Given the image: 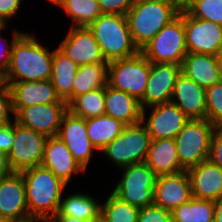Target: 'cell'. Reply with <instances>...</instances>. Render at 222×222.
Returning a JSON list of instances; mask_svg holds the SVG:
<instances>
[{"mask_svg": "<svg viewBox=\"0 0 222 222\" xmlns=\"http://www.w3.org/2000/svg\"><path fill=\"white\" fill-rule=\"evenodd\" d=\"M27 32L14 43L5 82L50 80L53 51Z\"/></svg>", "mask_w": 222, "mask_h": 222, "instance_id": "cell-1", "label": "cell"}, {"mask_svg": "<svg viewBox=\"0 0 222 222\" xmlns=\"http://www.w3.org/2000/svg\"><path fill=\"white\" fill-rule=\"evenodd\" d=\"M30 218L49 222L59 211L67 185L42 165L21 172Z\"/></svg>", "mask_w": 222, "mask_h": 222, "instance_id": "cell-2", "label": "cell"}, {"mask_svg": "<svg viewBox=\"0 0 222 222\" xmlns=\"http://www.w3.org/2000/svg\"><path fill=\"white\" fill-rule=\"evenodd\" d=\"M182 9V0H135L126 14L134 44L141 50Z\"/></svg>", "mask_w": 222, "mask_h": 222, "instance_id": "cell-3", "label": "cell"}, {"mask_svg": "<svg viewBox=\"0 0 222 222\" xmlns=\"http://www.w3.org/2000/svg\"><path fill=\"white\" fill-rule=\"evenodd\" d=\"M88 29L107 62L131 57L140 52L133 42L126 15L102 13Z\"/></svg>", "mask_w": 222, "mask_h": 222, "instance_id": "cell-4", "label": "cell"}, {"mask_svg": "<svg viewBox=\"0 0 222 222\" xmlns=\"http://www.w3.org/2000/svg\"><path fill=\"white\" fill-rule=\"evenodd\" d=\"M151 63L181 65L188 53L185 40L183 8L141 50Z\"/></svg>", "mask_w": 222, "mask_h": 222, "instance_id": "cell-5", "label": "cell"}, {"mask_svg": "<svg viewBox=\"0 0 222 222\" xmlns=\"http://www.w3.org/2000/svg\"><path fill=\"white\" fill-rule=\"evenodd\" d=\"M150 61L140 51L137 54L108 62L107 84L140 101L146 91Z\"/></svg>", "mask_w": 222, "mask_h": 222, "instance_id": "cell-6", "label": "cell"}, {"mask_svg": "<svg viewBox=\"0 0 222 222\" xmlns=\"http://www.w3.org/2000/svg\"><path fill=\"white\" fill-rule=\"evenodd\" d=\"M123 174L111 192L122 202L139 209L152 205L157 175L144 162L121 168Z\"/></svg>", "mask_w": 222, "mask_h": 222, "instance_id": "cell-7", "label": "cell"}, {"mask_svg": "<svg viewBox=\"0 0 222 222\" xmlns=\"http://www.w3.org/2000/svg\"><path fill=\"white\" fill-rule=\"evenodd\" d=\"M151 141L147 128L139 122L126 126L122 133L100 152L121 169L129 165L144 163Z\"/></svg>", "mask_w": 222, "mask_h": 222, "instance_id": "cell-8", "label": "cell"}, {"mask_svg": "<svg viewBox=\"0 0 222 222\" xmlns=\"http://www.w3.org/2000/svg\"><path fill=\"white\" fill-rule=\"evenodd\" d=\"M214 129L208 119H189L174 138L180 164L186 171L208 160Z\"/></svg>", "mask_w": 222, "mask_h": 222, "instance_id": "cell-9", "label": "cell"}, {"mask_svg": "<svg viewBox=\"0 0 222 222\" xmlns=\"http://www.w3.org/2000/svg\"><path fill=\"white\" fill-rule=\"evenodd\" d=\"M47 138L14 120V142L7 155L10 170L22 172L41 165Z\"/></svg>", "mask_w": 222, "mask_h": 222, "instance_id": "cell-10", "label": "cell"}, {"mask_svg": "<svg viewBox=\"0 0 222 222\" xmlns=\"http://www.w3.org/2000/svg\"><path fill=\"white\" fill-rule=\"evenodd\" d=\"M16 123L47 137L57 136L62 118L68 111L67 103L36 104L13 107Z\"/></svg>", "mask_w": 222, "mask_h": 222, "instance_id": "cell-11", "label": "cell"}, {"mask_svg": "<svg viewBox=\"0 0 222 222\" xmlns=\"http://www.w3.org/2000/svg\"><path fill=\"white\" fill-rule=\"evenodd\" d=\"M183 20L187 51L217 56L222 48V25L194 18L184 9Z\"/></svg>", "mask_w": 222, "mask_h": 222, "instance_id": "cell-12", "label": "cell"}, {"mask_svg": "<svg viewBox=\"0 0 222 222\" xmlns=\"http://www.w3.org/2000/svg\"><path fill=\"white\" fill-rule=\"evenodd\" d=\"M149 116H146V108L142 109L141 122L147 128L152 139H174L189 121L186 114L174 103L168 102L147 107Z\"/></svg>", "mask_w": 222, "mask_h": 222, "instance_id": "cell-13", "label": "cell"}, {"mask_svg": "<svg viewBox=\"0 0 222 222\" xmlns=\"http://www.w3.org/2000/svg\"><path fill=\"white\" fill-rule=\"evenodd\" d=\"M0 218L4 222L23 221L30 218L21 172L11 171L0 177Z\"/></svg>", "mask_w": 222, "mask_h": 222, "instance_id": "cell-14", "label": "cell"}, {"mask_svg": "<svg viewBox=\"0 0 222 222\" xmlns=\"http://www.w3.org/2000/svg\"><path fill=\"white\" fill-rule=\"evenodd\" d=\"M59 138L65 143L73 158L86 171L97 150L91 143L86 129V119L73 115L69 110L64 114Z\"/></svg>", "mask_w": 222, "mask_h": 222, "instance_id": "cell-15", "label": "cell"}, {"mask_svg": "<svg viewBox=\"0 0 222 222\" xmlns=\"http://www.w3.org/2000/svg\"><path fill=\"white\" fill-rule=\"evenodd\" d=\"M180 73L181 65L150 62L146 91L139 101L141 108L171 102L176 79Z\"/></svg>", "mask_w": 222, "mask_h": 222, "instance_id": "cell-16", "label": "cell"}, {"mask_svg": "<svg viewBox=\"0 0 222 222\" xmlns=\"http://www.w3.org/2000/svg\"><path fill=\"white\" fill-rule=\"evenodd\" d=\"M58 48L78 66L105 61L99 44L88 27L70 26Z\"/></svg>", "mask_w": 222, "mask_h": 222, "instance_id": "cell-17", "label": "cell"}, {"mask_svg": "<svg viewBox=\"0 0 222 222\" xmlns=\"http://www.w3.org/2000/svg\"><path fill=\"white\" fill-rule=\"evenodd\" d=\"M192 198L191 181L187 171L157 176L153 204L173 211Z\"/></svg>", "mask_w": 222, "mask_h": 222, "instance_id": "cell-18", "label": "cell"}, {"mask_svg": "<svg viewBox=\"0 0 222 222\" xmlns=\"http://www.w3.org/2000/svg\"><path fill=\"white\" fill-rule=\"evenodd\" d=\"M41 165L53 172L67 186L72 181L73 175L86 172L73 158L59 136L47 138Z\"/></svg>", "mask_w": 222, "mask_h": 222, "instance_id": "cell-19", "label": "cell"}, {"mask_svg": "<svg viewBox=\"0 0 222 222\" xmlns=\"http://www.w3.org/2000/svg\"><path fill=\"white\" fill-rule=\"evenodd\" d=\"M206 89L180 73L176 79L171 102L189 119H206Z\"/></svg>", "mask_w": 222, "mask_h": 222, "instance_id": "cell-20", "label": "cell"}, {"mask_svg": "<svg viewBox=\"0 0 222 222\" xmlns=\"http://www.w3.org/2000/svg\"><path fill=\"white\" fill-rule=\"evenodd\" d=\"M187 172L193 198L212 201L222 199V169L218 165L205 160Z\"/></svg>", "mask_w": 222, "mask_h": 222, "instance_id": "cell-21", "label": "cell"}, {"mask_svg": "<svg viewBox=\"0 0 222 222\" xmlns=\"http://www.w3.org/2000/svg\"><path fill=\"white\" fill-rule=\"evenodd\" d=\"M9 85L12 107L36 104L66 103L57 96L51 80L5 82Z\"/></svg>", "mask_w": 222, "mask_h": 222, "instance_id": "cell-22", "label": "cell"}, {"mask_svg": "<svg viewBox=\"0 0 222 222\" xmlns=\"http://www.w3.org/2000/svg\"><path fill=\"white\" fill-rule=\"evenodd\" d=\"M181 73L205 89L222 80L218 58L210 54L188 52L181 64Z\"/></svg>", "mask_w": 222, "mask_h": 222, "instance_id": "cell-23", "label": "cell"}, {"mask_svg": "<svg viewBox=\"0 0 222 222\" xmlns=\"http://www.w3.org/2000/svg\"><path fill=\"white\" fill-rule=\"evenodd\" d=\"M145 163L157 176L186 171L180 164L175 140L152 139Z\"/></svg>", "mask_w": 222, "mask_h": 222, "instance_id": "cell-24", "label": "cell"}, {"mask_svg": "<svg viewBox=\"0 0 222 222\" xmlns=\"http://www.w3.org/2000/svg\"><path fill=\"white\" fill-rule=\"evenodd\" d=\"M105 115L128 126L141 122L142 108L135 97L107 84L105 87Z\"/></svg>", "mask_w": 222, "mask_h": 222, "instance_id": "cell-25", "label": "cell"}, {"mask_svg": "<svg viewBox=\"0 0 222 222\" xmlns=\"http://www.w3.org/2000/svg\"><path fill=\"white\" fill-rule=\"evenodd\" d=\"M79 66L58 47L53 50L51 82L60 100L72 101L73 80Z\"/></svg>", "mask_w": 222, "mask_h": 222, "instance_id": "cell-26", "label": "cell"}, {"mask_svg": "<svg viewBox=\"0 0 222 222\" xmlns=\"http://www.w3.org/2000/svg\"><path fill=\"white\" fill-rule=\"evenodd\" d=\"M101 202L87 193L62 194L59 211L55 216H72L78 219H100Z\"/></svg>", "mask_w": 222, "mask_h": 222, "instance_id": "cell-27", "label": "cell"}, {"mask_svg": "<svg viewBox=\"0 0 222 222\" xmlns=\"http://www.w3.org/2000/svg\"><path fill=\"white\" fill-rule=\"evenodd\" d=\"M125 127L124 123L107 115L86 119L87 135L97 152L117 138Z\"/></svg>", "mask_w": 222, "mask_h": 222, "instance_id": "cell-28", "label": "cell"}, {"mask_svg": "<svg viewBox=\"0 0 222 222\" xmlns=\"http://www.w3.org/2000/svg\"><path fill=\"white\" fill-rule=\"evenodd\" d=\"M108 62L81 65L75 74L72 100L89 91L107 86Z\"/></svg>", "mask_w": 222, "mask_h": 222, "instance_id": "cell-29", "label": "cell"}, {"mask_svg": "<svg viewBox=\"0 0 222 222\" xmlns=\"http://www.w3.org/2000/svg\"><path fill=\"white\" fill-rule=\"evenodd\" d=\"M215 201L192 198L175 208L172 222H214Z\"/></svg>", "mask_w": 222, "mask_h": 222, "instance_id": "cell-30", "label": "cell"}, {"mask_svg": "<svg viewBox=\"0 0 222 222\" xmlns=\"http://www.w3.org/2000/svg\"><path fill=\"white\" fill-rule=\"evenodd\" d=\"M68 110L84 119L105 115V87L75 97L68 104Z\"/></svg>", "mask_w": 222, "mask_h": 222, "instance_id": "cell-31", "label": "cell"}, {"mask_svg": "<svg viewBox=\"0 0 222 222\" xmlns=\"http://www.w3.org/2000/svg\"><path fill=\"white\" fill-rule=\"evenodd\" d=\"M73 22V27H88L101 14L98 0H63L59 6Z\"/></svg>", "mask_w": 222, "mask_h": 222, "instance_id": "cell-32", "label": "cell"}, {"mask_svg": "<svg viewBox=\"0 0 222 222\" xmlns=\"http://www.w3.org/2000/svg\"><path fill=\"white\" fill-rule=\"evenodd\" d=\"M139 210L111 193L106 201L101 203L100 218L104 222H137Z\"/></svg>", "mask_w": 222, "mask_h": 222, "instance_id": "cell-33", "label": "cell"}, {"mask_svg": "<svg viewBox=\"0 0 222 222\" xmlns=\"http://www.w3.org/2000/svg\"><path fill=\"white\" fill-rule=\"evenodd\" d=\"M182 8L194 18L222 25V0H182Z\"/></svg>", "mask_w": 222, "mask_h": 222, "instance_id": "cell-34", "label": "cell"}, {"mask_svg": "<svg viewBox=\"0 0 222 222\" xmlns=\"http://www.w3.org/2000/svg\"><path fill=\"white\" fill-rule=\"evenodd\" d=\"M206 119L214 126L222 121V80L206 88Z\"/></svg>", "mask_w": 222, "mask_h": 222, "instance_id": "cell-35", "label": "cell"}, {"mask_svg": "<svg viewBox=\"0 0 222 222\" xmlns=\"http://www.w3.org/2000/svg\"><path fill=\"white\" fill-rule=\"evenodd\" d=\"M137 222H172V213L152 204L139 210Z\"/></svg>", "mask_w": 222, "mask_h": 222, "instance_id": "cell-36", "label": "cell"}, {"mask_svg": "<svg viewBox=\"0 0 222 222\" xmlns=\"http://www.w3.org/2000/svg\"><path fill=\"white\" fill-rule=\"evenodd\" d=\"M2 31L0 32V73L5 76L9 66L11 59V52L15 41L23 34V32L18 30H13L11 43H8V39L1 36ZM3 44V45H2Z\"/></svg>", "mask_w": 222, "mask_h": 222, "instance_id": "cell-37", "label": "cell"}, {"mask_svg": "<svg viewBox=\"0 0 222 222\" xmlns=\"http://www.w3.org/2000/svg\"><path fill=\"white\" fill-rule=\"evenodd\" d=\"M12 115L14 117V111L12 107V97H11V91L8 84H5L0 89V126L9 124L12 122L13 119Z\"/></svg>", "mask_w": 222, "mask_h": 222, "instance_id": "cell-38", "label": "cell"}, {"mask_svg": "<svg viewBox=\"0 0 222 222\" xmlns=\"http://www.w3.org/2000/svg\"><path fill=\"white\" fill-rule=\"evenodd\" d=\"M135 0H98L103 14L126 15Z\"/></svg>", "mask_w": 222, "mask_h": 222, "instance_id": "cell-39", "label": "cell"}, {"mask_svg": "<svg viewBox=\"0 0 222 222\" xmlns=\"http://www.w3.org/2000/svg\"><path fill=\"white\" fill-rule=\"evenodd\" d=\"M208 160L222 169V130L218 126L212 135Z\"/></svg>", "mask_w": 222, "mask_h": 222, "instance_id": "cell-40", "label": "cell"}, {"mask_svg": "<svg viewBox=\"0 0 222 222\" xmlns=\"http://www.w3.org/2000/svg\"><path fill=\"white\" fill-rule=\"evenodd\" d=\"M14 142V120L0 126V153L8 155Z\"/></svg>", "mask_w": 222, "mask_h": 222, "instance_id": "cell-41", "label": "cell"}, {"mask_svg": "<svg viewBox=\"0 0 222 222\" xmlns=\"http://www.w3.org/2000/svg\"><path fill=\"white\" fill-rule=\"evenodd\" d=\"M22 0H0V19L6 24L19 14Z\"/></svg>", "mask_w": 222, "mask_h": 222, "instance_id": "cell-42", "label": "cell"}, {"mask_svg": "<svg viewBox=\"0 0 222 222\" xmlns=\"http://www.w3.org/2000/svg\"><path fill=\"white\" fill-rule=\"evenodd\" d=\"M99 219H78L72 216H54L49 222H97Z\"/></svg>", "mask_w": 222, "mask_h": 222, "instance_id": "cell-43", "label": "cell"}, {"mask_svg": "<svg viewBox=\"0 0 222 222\" xmlns=\"http://www.w3.org/2000/svg\"><path fill=\"white\" fill-rule=\"evenodd\" d=\"M11 170L7 162V156L0 153V177L7 175Z\"/></svg>", "mask_w": 222, "mask_h": 222, "instance_id": "cell-44", "label": "cell"}, {"mask_svg": "<svg viewBox=\"0 0 222 222\" xmlns=\"http://www.w3.org/2000/svg\"><path fill=\"white\" fill-rule=\"evenodd\" d=\"M214 222H222V199L215 201Z\"/></svg>", "mask_w": 222, "mask_h": 222, "instance_id": "cell-45", "label": "cell"}, {"mask_svg": "<svg viewBox=\"0 0 222 222\" xmlns=\"http://www.w3.org/2000/svg\"><path fill=\"white\" fill-rule=\"evenodd\" d=\"M14 222H47L45 220H41V219H36V218H29L27 220H23V221H14Z\"/></svg>", "mask_w": 222, "mask_h": 222, "instance_id": "cell-46", "label": "cell"}, {"mask_svg": "<svg viewBox=\"0 0 222 222\" xmlns=\"http://www.w3.org/2000/svg\"><path fill=\"white\" fill-rule=\"evenodd\" d=\"M217 58H218L219 65H220L221 70H222V48L219 50Z\"/></svg>", "mask_w": 222, "mask_h": 222, "instance_id": "cell-47", "label": "cell"}, {"mask_svg": "<svg viewBox=\"0 0 222 222\" xmlns=\"http://www.w3.org/2000/svg\"><path fill=\"white\" fill-rule=\"evenodd\" d=\"M48 2L52 3L55 6H60L63 0H47Z\"/></svg>", "mask_w": 222, "mask_h": 222, "instance_id": "cell-48", "label": "cell"}, {"mask_svg": "<svg viewBox=\"0 0 222 222\" xmlns=\"http://www.w3.org/2000/svg\"><path fill=\"white\" fill-rule=\"evenodd\" d=\"M7 25L8 24H6L2 19H0V32L6 29Z\"/></svg>", "mask_w": 222, "mask_h": 222, "instance_id": "cell-49", "label": "cell"}, {"mask_svg": "<svg viewBox=\"0 0 222 222\" xmlns=\"http://www.w3.org/2000/svg\"><path fill=\"white\" fill-rule=\"evenodd\" d=\"M5 85V78L4 76L0 73V89Z\"/></svg>", "mask_w": 222, "mask_h": 222, "instance_id": "cell-50", "label": "cell"}, {"mask_svg": "<svg viewBox=\"0 0 222 222\" xmlns=\"http://www.w3.org/2000/svg\"><path fill=\"white\" fill-rule=\"evenodd\" d=\"M217 126L222 130V121Z\"/></svg>", "mask_w": 222, "mask_h": 222, "instance_id": "cell-51", "label": "cell"}, {"mask_svg": "<svg viewBox=\"0 0 222 222\" xmlns=\"http://www.w3.org/2000/svg\"><path fill=\"white\" fill-rule=\"evenodd\" d=\"M97 222H104L101 218Z\"/></svg>", "mask_w": 222, "mask_h": 222, "instance_id": "cell-52", "label": "cell"}]
</instances>
